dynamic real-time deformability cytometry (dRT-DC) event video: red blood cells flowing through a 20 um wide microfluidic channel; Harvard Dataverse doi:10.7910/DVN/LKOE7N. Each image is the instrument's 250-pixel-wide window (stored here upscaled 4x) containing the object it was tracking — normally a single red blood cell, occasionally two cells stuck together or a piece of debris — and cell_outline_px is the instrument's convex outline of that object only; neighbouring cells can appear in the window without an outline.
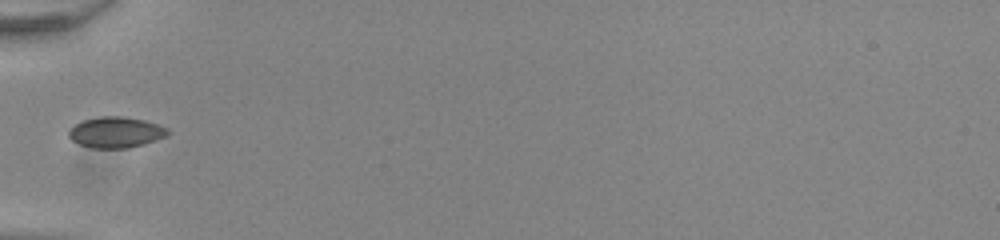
{"species": "common noctule bat (a hibernating species)", "species_latin": "Nyctalus noctula", "temperature_condition": "room temperature", "stored_images_in_passage": 34, "camera_frame_rate_fps": 3000, "um_per_image_px": 0.085, "animal": {"sex": "male", "body_mass_g": 20.0, "forearm_length_mm": 53.3}, "frame": {"image": 1, "passage_image": 1, "time_ms": 0.0, "image_size_px": [1000, 240], "cell_outline_px": [[172, 132], [164, 136], [144, 144], [128, 148], [92, 148], [80, 144], [72, 140], [68, 136], [68, 132], [76, 124], [84, 120], [100, 116], [124, 116], [144, 120], [168, 128]], "centroid_in_image_um": [9.86, 11.24], "position_along_channel_um": 75.1, "area_um2": 17.69}}
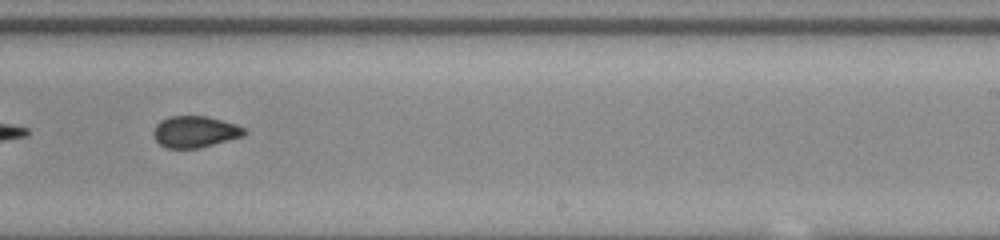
{"frame": {"image": 2, "passage_image": 16, "time_ms": 5.0, "image_size_px": [1000, 240], "cell_outline_px": [[248, 132], [244, 136], [196, 148], [168, 148], [160, 144], [156, 140], [152, 132], [156, 124], [160, 120], [168, 116], [208, 116], [236, 124], [244, 128]], "centroid_in_image_um": [16.57, 11.18], "position_along_channel_um": 272.4, "area_um2": 16.65}}
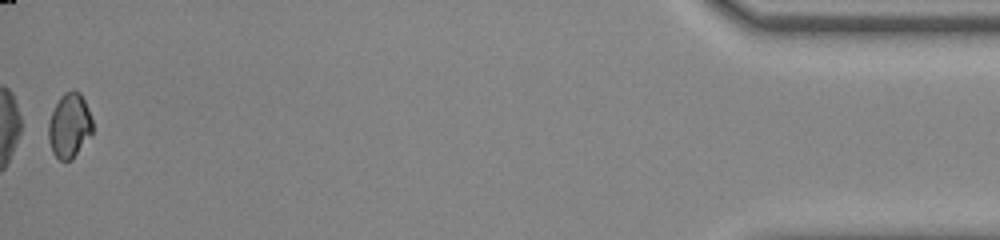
{"frame": {"image": 3, "passage_image": 34, "time_ms": 11.0, "image_size_px": [1000, 240], "cell_outline_px": [[92, 136], [72, 160], [60, 160], [52, 152], [48, 140], [48, 124], [52, 112], [60, 96], [64, 92], [72, 88], [80, 92], [88, 108], [92, 120]], "centroid_in_image_um": [5.91, 10.67], "position_along_channel_um": 429.3, "area_um2": 16.88}, "authors_computed_cell_mechanics": {"area_um2": 16.8776, "velocity_mm_per_s": 3.9461, "shape_relaxation_time_tau1_ms": 4.1227, "shape_relaxation_time_tau2_ms": null, "deformation_change_tau1": 0.0677, "deformation_change_tau2": null}}